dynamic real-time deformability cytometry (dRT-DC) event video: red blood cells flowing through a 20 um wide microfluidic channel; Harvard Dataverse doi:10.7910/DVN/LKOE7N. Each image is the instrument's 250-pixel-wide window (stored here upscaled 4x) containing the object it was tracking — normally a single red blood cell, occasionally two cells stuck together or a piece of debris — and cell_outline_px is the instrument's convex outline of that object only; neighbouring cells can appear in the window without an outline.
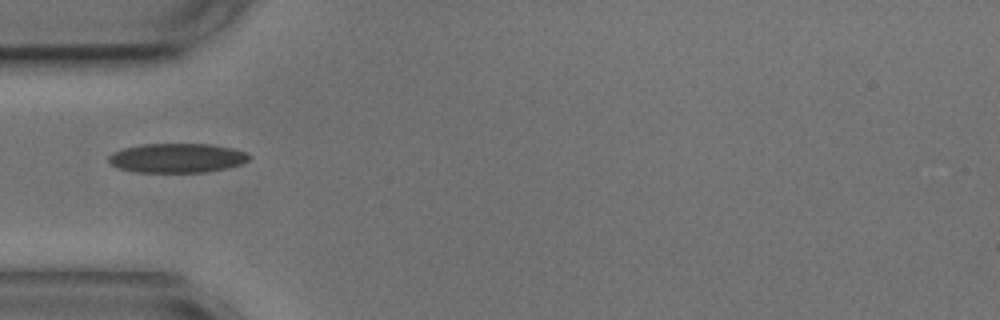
{"species": "common noctule bat (a hibernating species)", "species_latin": "Nyctalus noctula", "temperature_condition": "cold", "stored_images_in_passage": 39, "camera_frame_rate_fps": 3000, "um_per_image_px": 0.085, "animal": {"sex": "male", "body_mass_g": 17.9, "forearm_length_mm": 54.2}, "frame": {"image": 1, "passage_image": 1, "time_ms": 0.0, "image_size_px": [1000, 320], "cell_outline_px": [[248, 160], [240, 164], [224, 168], [204, 172], [136, 172], [116, 168], [108, 160], [108, 156], [112, 152], [124, 148], [140, 144], [212, 144], [232, 148], [248, 152]], "centroid_in_image_um": [15.0, 13.42], "position_along_channel_um": 70.0, "area_um2": 23.99}}
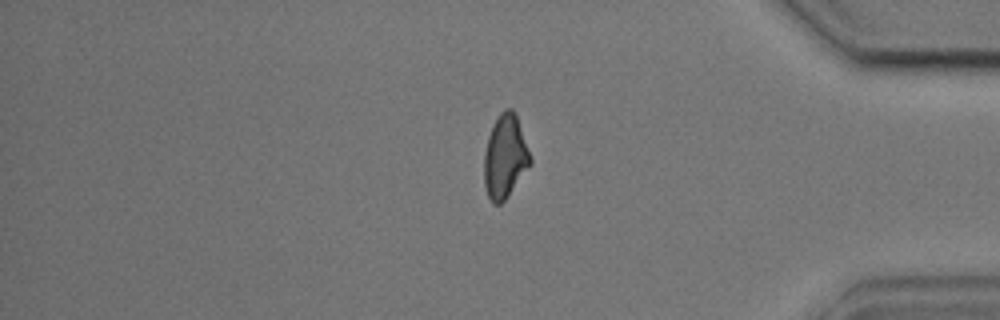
{"frame": {"image": 2, "passage_image": 30, "time_ms": 9.667, "image_size_px": [1000, 320], "cell_outline_px": [[532, 164], [508, 196], [500, 204], [492, 204], [488, 196], [484, 184], [484, 152], [488, 136], [492, 124], [500, 112], [504, 108], [512, 108], [516, 112], [532, 160]], "centroid_in_image_um": [42.93, 13.29], "position_along_channel_um": 392.3, "area_um2": 22.77}}
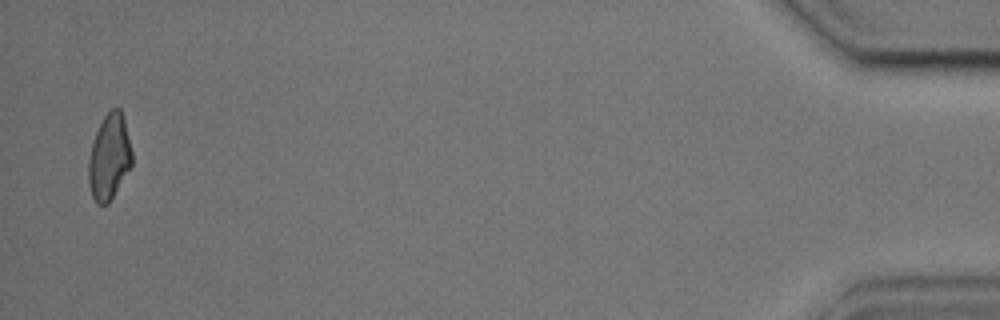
{"frame": {"image": 3, "passage_image": 38, "time_ms": 12.333, "image_size_px": [1000, 320], "cell_outline_px": [[132, 164], [108, 204], [96, 204], [92, 196], [88, 184], [88, 160], [92, 144], [96, 132], [104, 116], [112, 108], [120, 108], [124, 116], [132, 152]], "centroid_in_image_um": [9.28, 13.34], "position_along_channel_um": 425.9, "area_um2": 21.62}, "authors_computed_cell_mechanics": {"area_um2": 22.7732, "velocity_mm_per_s": 3.6007, "shape_relaxation_time_tau1_ms": 5.7914, "shape_relaxation_time_tau2_ms": 2.4025, "deformation_change_tau1": 0.1596, "deformation_change_tau2": 0.0778}}